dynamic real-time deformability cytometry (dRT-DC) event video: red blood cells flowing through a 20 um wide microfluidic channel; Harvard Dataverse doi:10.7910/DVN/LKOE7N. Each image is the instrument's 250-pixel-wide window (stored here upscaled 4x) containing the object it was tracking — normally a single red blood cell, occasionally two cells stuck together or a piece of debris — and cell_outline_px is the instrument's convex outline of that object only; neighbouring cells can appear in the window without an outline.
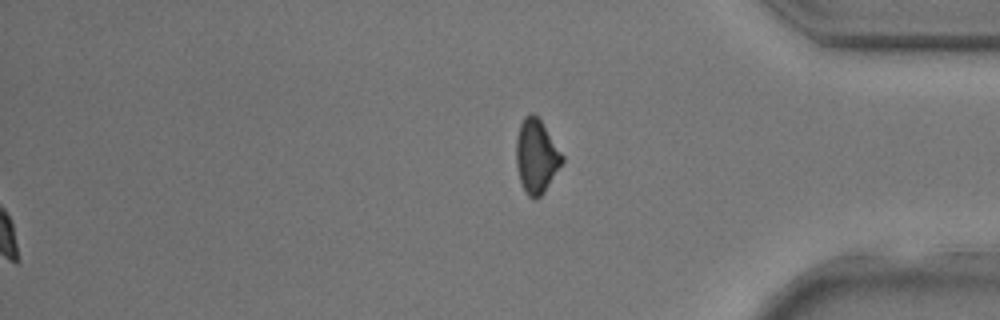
{"species": "common noctule bat (a hibernating species)", "species_latin": "Nyctalus noctula", "temperature_condition": "room temperature", "stored_images_in_passage": 27, "segment_of_instrument_passage": [2, 2], "camera_frame_rate_fps": 3000, "um_per_image_px": 0.085, "animal": {"sex": "male", "body_mass_g": 17.9, "forearm_length_mm": 54.2}, "frame": {"image": 1, "passage_image": 27, "time_ms": 8.667, "image_size_px": [1000, 320], "cell_outline_px": [[564, 160], [544, 192], [536, 200], [532, 200], [524, 192], [520, 180], [516, 164], [516, 136], [520, 124], [524, 116], [528, 112], [532, 112], [540, 120], [564, 156]], "centroid_in_image_um": [45.57, 13.29], "position_along_channel_um": 389.6, "area_um2": 19.83}}